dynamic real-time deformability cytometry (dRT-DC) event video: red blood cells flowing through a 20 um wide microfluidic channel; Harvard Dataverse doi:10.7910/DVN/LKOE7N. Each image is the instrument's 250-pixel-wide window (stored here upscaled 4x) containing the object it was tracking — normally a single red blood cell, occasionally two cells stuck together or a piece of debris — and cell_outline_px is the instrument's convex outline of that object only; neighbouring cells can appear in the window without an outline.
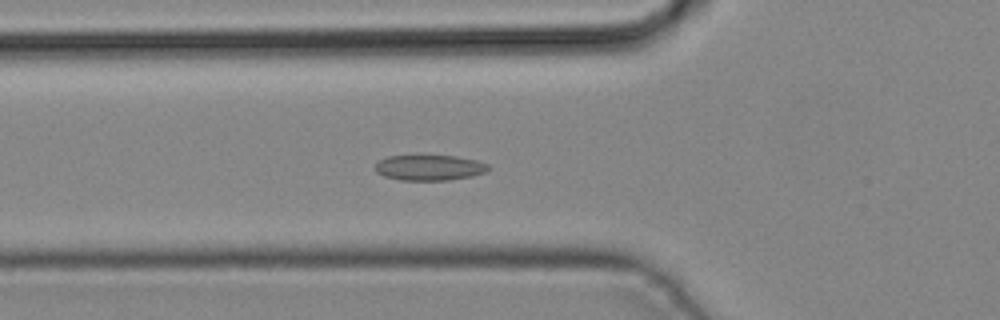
{"species": "common noctule bat (a hibernating species)", "species_latin": "Nyctalus noctula", "temperature_condition": "cold", "stored_images_in_passage": 30, "camera_frame_rate_fps": 3000, "um_per_image_px": 0.085, "animal": {"sex": "male", "body_mass_g": 19.2, "forearm_length_mm": 51.8}, "frame": {"image": 1, "passage_image": 2, "time_ms": 0.333, "image_size_px": [1000, 320], "cell_outline_px": [[492, 168], [484, 172], [472, 176], [448, 180], [400, 180], [384, 176], [376, 172], [376, 164], [380, 160], [388, 156], [456, 156], [476, 160], [488, 164]], "centroid_in_image_um": [36.52, 14.25], "position_along_channel_um": 89.3, "area_um2": 16.7}}
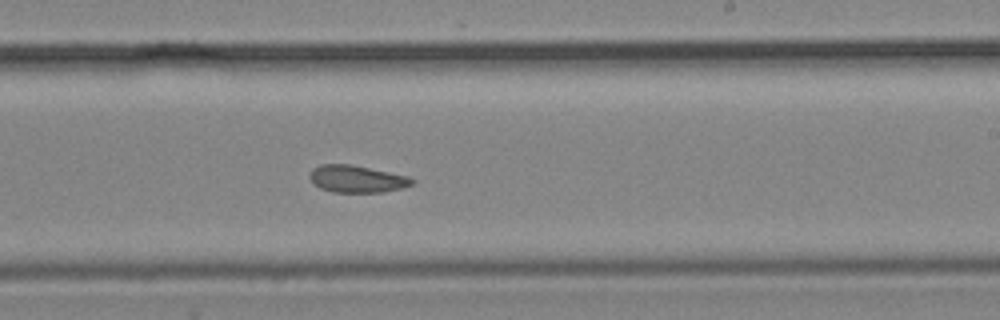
{"frame": {"image": 2, "passage_image": 13, "time_ms": 4.0, "image_size_px": [1000, 320], "cell_outline_px": [[416, 180], [412, 184], [400, 188], [380, 192], [332, 192], [320, 188], [312, 184], [308, 176], [312, 168], [320, 164], [352, 164], [408, 176]], "centroid_in_image_um": [30.27, 15.2], "position_along_channel_um": 258.7, "area_um2": 16.3}}
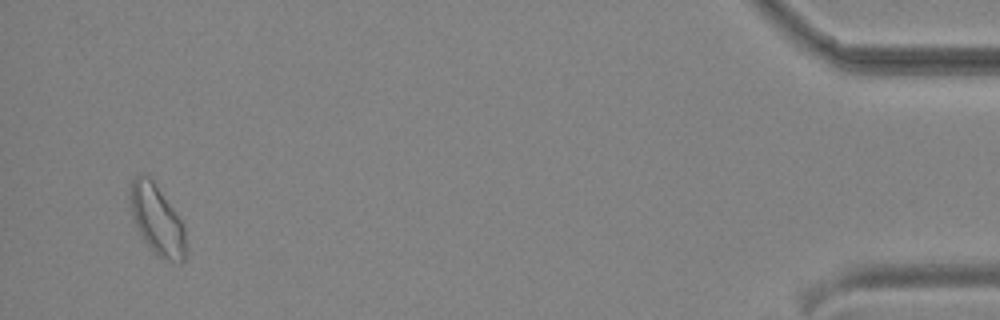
{"frame": {"image": 3, "passage_image": 29, "time_ms": 9.333, "image_size_px": [1000, 320], "cell_outline_px": [[184, 260], [180, 264], [156, 256], [144, 240], [132, 216], [128, 196], [128, 188], [132, 180], [136, 176], [144, 172], [152, 180], [172, 208], [180, 220], [184, 228]], "centroid_in_image_um": [13.29, 18.67], "position_along_channel_um": 421.9, "area_um2": 22.31}}